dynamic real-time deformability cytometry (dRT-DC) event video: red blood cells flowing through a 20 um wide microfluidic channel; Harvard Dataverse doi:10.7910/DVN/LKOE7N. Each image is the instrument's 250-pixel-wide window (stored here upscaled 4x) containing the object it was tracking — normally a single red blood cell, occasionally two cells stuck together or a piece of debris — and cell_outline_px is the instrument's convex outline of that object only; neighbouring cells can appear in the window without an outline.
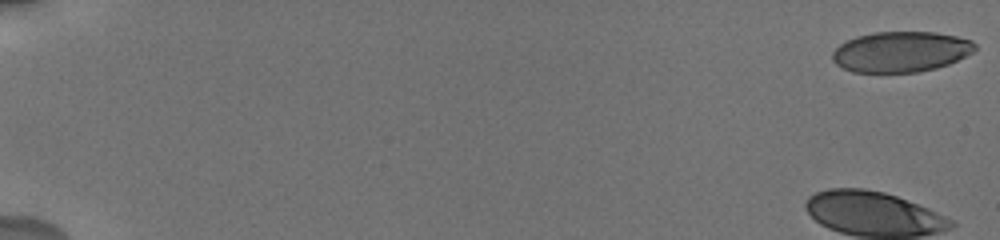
{"species": "human", "species_latin": "Homo sapiens", "temperature_condition": "cold", "stored_images_in_passage": 17, "camera_frame_rate_fps": 3000, "um_per_image_px": 0.085, "donor": {"sex": "male"}, "frame": {"image": 1, "passage_image": 1, "time_ms": 0.0, "image_size_px": [1000, 240], "cell_outline_px": [[976, 48], [972, 52], [948, 64], [936, 68], [916, 72], [852, 72], [836, 64], [832, 60], [832, 52], [840, 44], [856, 36], [872, 32], [936, 32], [956, 36], [972, 40], [976, 44]], "centroid_in_image_um": [76.56, 4.39], "position_along_channel_um": 8.4, "area_um2": 33.64}}